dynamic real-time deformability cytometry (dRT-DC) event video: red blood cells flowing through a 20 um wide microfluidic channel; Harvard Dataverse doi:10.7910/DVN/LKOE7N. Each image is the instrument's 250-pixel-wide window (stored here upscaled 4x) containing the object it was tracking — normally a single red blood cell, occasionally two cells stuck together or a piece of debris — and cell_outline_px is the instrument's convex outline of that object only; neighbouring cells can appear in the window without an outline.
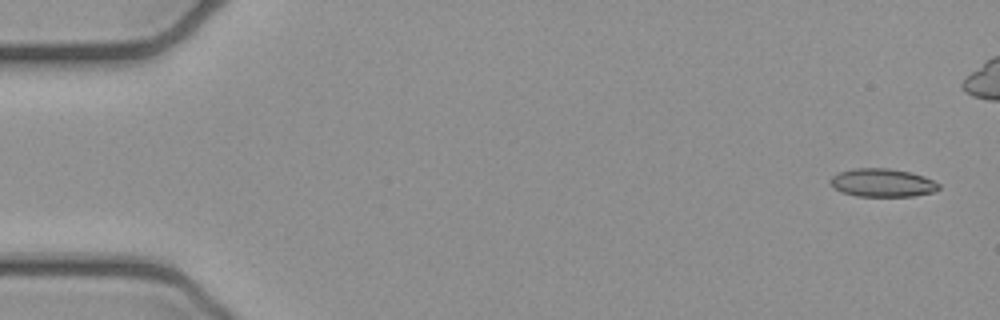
{"species": "common noctule bat (a hibernating species)", "species_latin": "Nyctalus noctula", "temperature_condition": "cold", "stored_images_in_passage": 8, "camera_frame_rate_fps": 3000, "um_per_image_px": 0.085, "animal": {"sex": "female", "body_mass_g": 21.9}, "frame": {"image": 1, "passage_image": 1, "time_ms": 0.0, "image_size_px": [1000, 320], "cell_outline_px": [[940, 188], [936, 192], [912, 196], [856, 196], [840, 192], [832, 188], [828, 180], [832, 176], [840, 172], [856, 168], [888, 168], [912, 172], [924, 176], [940, 184]], "centroid_in_image_um": [74.99, 15.54], "position_along_channel_um": 10.0, "area_um2": 18.09}}
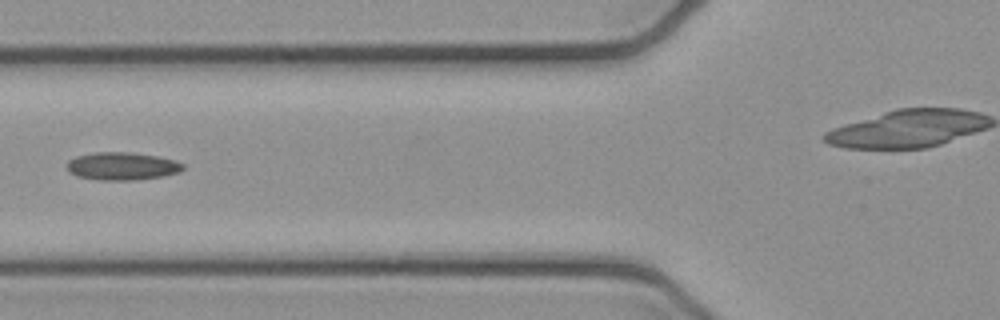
{"frame": {"image": 2, "passage_image": 6, "time_ms": 1.667, "image_size_px": [1000, 320], "cell_outline_px": [[184, 168], [180, 172], [164, 176], [136, 180], [96, 180], [76, 176], [68, 172], [64, 164], [68, 160], [76, 156], [96, 152], [132, 152], [156, 156], [176, 160], [184, 164]], "centroid_in_image_um": [10.34, 14.13], "position_along_channel_um": 115.5, "area_um2": 19.19}}
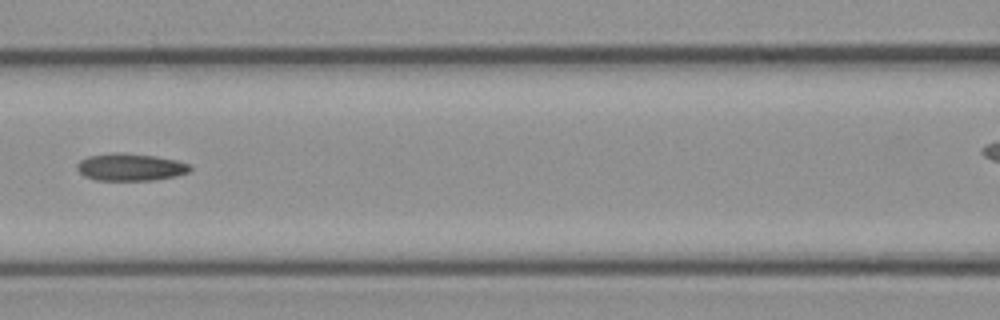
{"frame": {"image": 3, "passage_image": 7, "time_ms": 2.0, "image_size_px": [1000, 320], "cell_outline_px": [[192, 168], [188, 172], [176, 176], [152, 180], [96, 180], [84, 176], [76, 168], [76, 164], [80, 160], [88, 156], [112, 152], [124, 152], [156, 156], [176, 160], [188, 164]], "centroid_in_image_um": [11.05, 14.19], "position_along_channel_um": 155.5, "area_um2": 18.09}}